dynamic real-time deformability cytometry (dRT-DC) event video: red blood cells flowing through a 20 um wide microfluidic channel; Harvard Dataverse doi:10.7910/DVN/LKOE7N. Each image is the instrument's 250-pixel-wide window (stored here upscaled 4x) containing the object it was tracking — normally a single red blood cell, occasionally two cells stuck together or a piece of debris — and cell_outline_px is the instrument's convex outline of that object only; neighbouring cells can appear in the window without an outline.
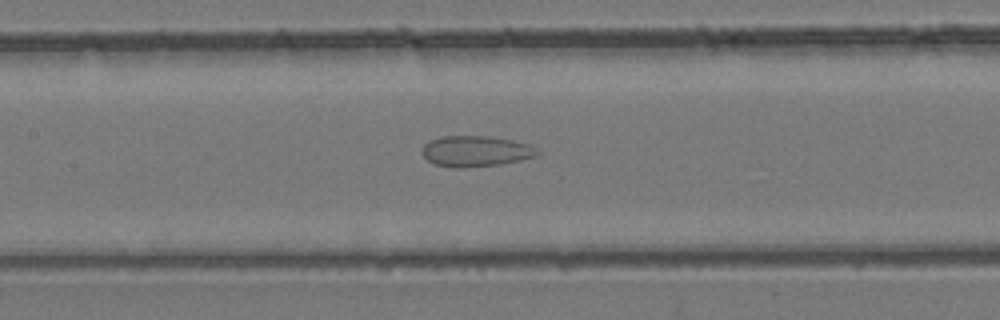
{"species": "common noctule bat (a hibernating species)", "species_latin": "Nyctalus noctula", "temperature_condition": "room temperature", "stored_images_in_passage": 7, "camera_frame_rate_fps": 3000, "um_per_image_px": 0.085, "animal": {"sex": "female", "body_mass_g": 24.6, "forearm_length_mm": 56.2}, "frame": {"image": 1, "passage_image": 7, "time_ms": 2.0, "image_size_px": [1000, 320], "cell_outline_px": [[540, 152], [536, 156], [520, 160], [500, 164], [464, 168], [460, 168], [436, 164], [428, 160], [424, 156], [424, 144], [432, 140], [444, 136], [488, 136], [512, 140], [528, 144]], "centroid_in_image_um": [40.47, 12.85], "position_along_channel_um": 166.9, "area_um2": 20.29}}